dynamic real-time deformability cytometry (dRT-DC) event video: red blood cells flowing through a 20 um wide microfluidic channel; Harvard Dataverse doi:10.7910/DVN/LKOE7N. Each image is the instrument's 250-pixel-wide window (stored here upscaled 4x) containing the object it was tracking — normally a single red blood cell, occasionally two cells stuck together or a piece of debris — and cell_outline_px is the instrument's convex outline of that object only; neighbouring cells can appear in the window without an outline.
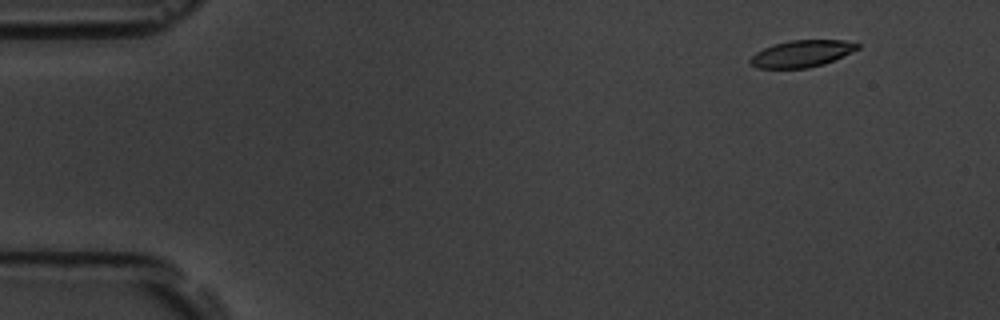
{"species": "common noctule bat (a hibernating species)", "species_latin": "Nyctalus noctula", "temperature_condition": "room temperature", "stored_images_in_passage": 2, "camera_frame_rate_fps": 3000, "um_per_image_px": 0.085, "animal": {"sex": "male", "body_mass_g": 19.5, "forearm_length_mm": 54.6}, "frame": {"image": 1, "passage_image": 2, "time_ms": 1.667, "image_size_px": [1000, 320], "cell_outline_px": [[860, 48], [824, 64], [808, 68], [756, 68], [748, 64], [748, 60], [756, 52], [764, 48], [776, 44], [792, 40], [856, 40], [860, 44]], "centroid_in_image_um": [68.17, 4.56], "position_along_channel_um": 16.8, "area_um2": 16.88}}